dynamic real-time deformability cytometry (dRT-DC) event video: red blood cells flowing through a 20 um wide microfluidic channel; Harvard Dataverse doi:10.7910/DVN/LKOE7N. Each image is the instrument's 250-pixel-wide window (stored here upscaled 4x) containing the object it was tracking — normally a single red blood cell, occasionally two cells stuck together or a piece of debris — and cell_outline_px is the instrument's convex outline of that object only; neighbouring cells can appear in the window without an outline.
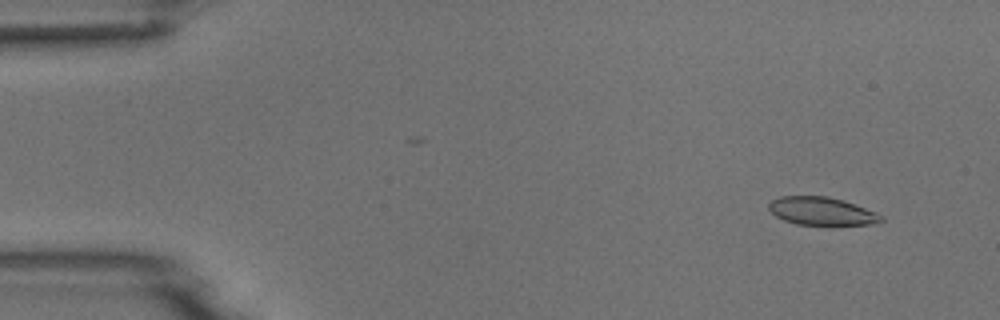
{"species": "common noctule bat (a hibernating species)", "species_latin": "Nyctalus noctula", "temperature_condition": "room temperature", "stored_images_in_passage": 5, "camera_frame_rate_fps": 3000, "um_per_image_px": 0.085, "animal": {"sex": "male", "body_mass_g": 18.8}, "frame": {"image": 1, "passage_image": 2, "time_ms": 1.0, "image_size_px": [1000, 320], "cell_outline_px": [[884, 220], [876, 224], [832, 228], [796, 224], [784, 220], [776, 216], [768, 208], [768, 204], [772, 200], [780, 196], [828, 196], [844, 200], [876, 212], [884, 216]], "centroid_in_image_um": [69.92, 18.01], "position_along_channel_um": 15.1, "area_um2": 19.42}}
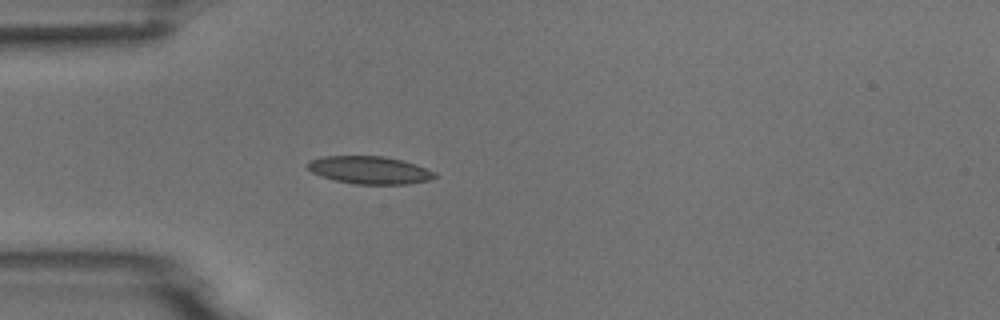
{"frame": {"image": 2, "passage_image": 5, "time_ms": 4.667, "image_size_px": [1000, 320], "cell_outline_px": [[436, 176], [428, 180], [408, 184], [356, 184], [336, 180], [320, 176], [312, 172], [304, 164], [308, 160], [324, 156], [384, 156], [416, 164], [436, 172]], "centroid_in_image_um": [31.38, 14.45], "position_along_channel_um": 53.6, "area_um2": 20.52}}